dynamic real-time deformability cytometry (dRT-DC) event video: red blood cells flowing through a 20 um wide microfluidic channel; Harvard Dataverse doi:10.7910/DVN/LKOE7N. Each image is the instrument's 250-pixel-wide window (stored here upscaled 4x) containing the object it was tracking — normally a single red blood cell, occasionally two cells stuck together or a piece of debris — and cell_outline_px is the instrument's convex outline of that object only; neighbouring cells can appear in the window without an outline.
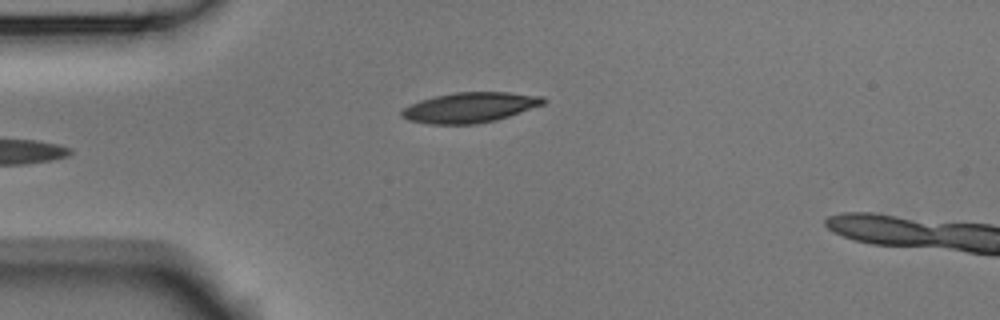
{"species": "Egyptian fruit bat (a non-hibernating species)", "species_latin": "Rousettus aegyptiacus", "temperature_condition": "room temperature", "stored_images_in_passage": 4, "camera_frame_rate_fps": 3000, "um_per_image_px": 0.085, "animal": {"sex": "male"}, "frame": {"image": 1, "passage_image": 4, "time_ms": 1.0, "image_size_px": [1000, 320], "cell_outline_px": [[548, 100], [544, 104], [496, 120], [476, 124], [432, 124], [408, 120], [400, 116], [400, 112], [404, 108], [420, 100], [436, 96], [456, 92], [508, 92], [544, 96]], "centroid_in_image_um": [39.96, 9.13], "position_along_channel_um": 45.0, "area_um2": 24.85}}